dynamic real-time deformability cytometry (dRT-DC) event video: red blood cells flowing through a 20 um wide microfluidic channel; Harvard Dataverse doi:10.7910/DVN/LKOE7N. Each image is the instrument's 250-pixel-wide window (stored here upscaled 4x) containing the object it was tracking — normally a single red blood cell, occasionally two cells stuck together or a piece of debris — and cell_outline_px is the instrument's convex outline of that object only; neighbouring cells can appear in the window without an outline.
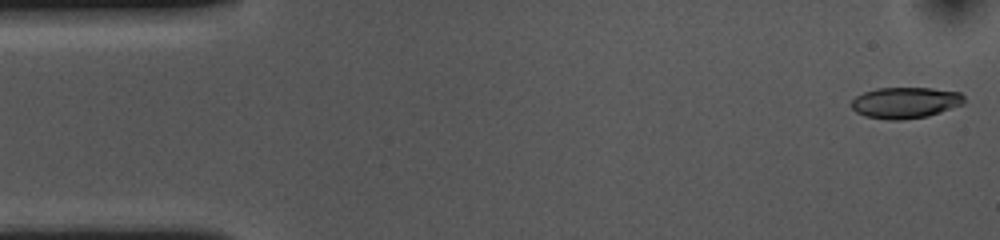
{"species": "common noctule bat (a hibernating species)", "species_latin": "Nyctalus noctula", "temperature_condition": "cold", "stored_images_in_passage": 11, "camera_frame_rate_fps": 3000, "um_per_image_px": 0.085, "animal": {"sex": "female", "body_mass_g": 10.0, "forearm_length_mm": 53.1}, "frame": {"image": 1, "passage_image": 1, "time_ms": 0.0, "image_size_px": [1000, 240], "cell_outline_px": [[964, 104], [928, 116], [900, 120], [888, 120], [864, 116], [856, 112], [852, 108], [852, 100], [856, 96], [864, 92], [876, 88], [932, 88], [960, 92], [964, 96]], "centroid_in_image_um": [76.95, 8.73], "position_along_channel_um": 8.0, "area_um2": 20.52}}